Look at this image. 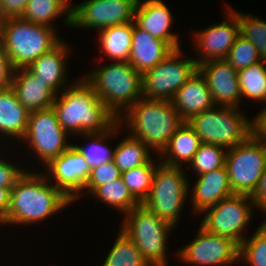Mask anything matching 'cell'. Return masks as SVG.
Segmentation results:
<instances>
[{
    "mask_svg": "<svg viewBox=\"0 0 266 266\" xmlns=\"http://www.w3.org/2000/svg\"><path fill=\"white\" fill-rule=\"evenodd\" d=\"M28 0H0L1 21L6 18H18L26 10Z\"/></svg>",
    "mask_w": 266,
    "mask_h": 266,
    "instance_id": "cell-41",
    "label": "cell"
},
{
    "mask_svg": "<svg viewBox=\"0 0 266 266\" xmlns=\"http://www.w3.org/2000/svg\"><path fill=\"white\" fill-rule=\"evenodd\" d=\"M30 112L20 103L13 89L0 90V136L20 141L27 130ZM2 134V135H1Z\"/></svg>",
    "mask_w": 266,
    "mask_h": 266,
    "instance_id": "cell-24",
    "label": "cell"
},
{
    "mask_svg": "<svg viewBox=\"0 0 266 266\" xmlns=\"http://www.w3.org/2000/svg\"><path fill=\"white\" fill-rule=\"evenodd\" d=\"M101 201L111 208L119 210V213L126 214L134 207L141 203L131 194L122 177L114 180L113 182L99 186L92 194L91 197Z\"/></svg>",
    "mask_w": 266,
    "mask_h": 266,
    "instance_id": "cell-30",
    "label": "cell"
},
{
    "mask_svg": "<svg viewBox=\"0 0 266 266\" xmlns=\"http://www.w3.org/2000/svg\"><path fill=\"white\" fill-rule=\"evenodd\" d=\"M125 136L114 147L113 162L121 173L145 165L153 158V152L141 140L128 133Z\"/></svg>",
    "mask_w": 266,
    "mask_h": 266,
    "instance_id": "cell-29",
    "label": "cell"
},
{
    "mask_svg": "<svg viewBox=\"0 0 266 266\" xmlns=\"http://www.w3.org/2000/svg\"><path fill=\"white\" fill-rule=\"evenodd\" d=\"M225 60L237 71L262 61L259 56L257 47L251 41L242 37L240 34L229 50V53Z\"/></svg>",
    "mask_w": 266,
    "mask_h": 266,
    "instance_id": "cell-37",
    "label": "cell"
},
{
    "mask_svg": "<svg viewBox=\"0 0 266 266\" xmlns=\"http://www.w3.org/2000/svg\"><path fill=\"white\" fill-rule=\"evenodd\" d=\"M26 169L18 167L3 157H0V186L4 188H13L18 178Z\"/></svg>",
    "mask_w": 266,
    "mask_h": 266,
    "instance_id": "cell-39",
    "label": "cell"
},
{
    "mask_svg": "<svg viewBox=\"0 0 266 266\" xmlns=\"http://www.w3.org/2000/svg\"><path fill=\"white\" fill-rule=\"evenodd\" d=\"M251 137L266 145V106L251 120Z\"/></svg>",
    "mask_w": 266,
    "mask_h": 266,
    "instance_id": "cell-42",
    "label": "cell"
},
{
    "mask_svg": "<svg viewBox=\"0 0 266 266\" xmlns=\"http://www.w3.org/2000/svg\"><path fill=\"white\" fill-rule=\"evenodd\" d=\"M251 198L253 199L256 209H258V211H262L263 214L266 213V167L257 189L251 195Z\"/></svg>",
    "mask_w": 266,
    "mask_h": 266,
    "instance_id": "cell-43",
    "label": "cell"
},
{
    "mask_svg": "<svg viewBox=\"0 0 266 266\" xmlns=\"http://www.w3.org/2000/svg\"><path fill=\"white\" fill-rule=\"evenodd\" d=\"M226 152L225 147L202 143L186 169L190 167L195 176H198L224 167Z\"/></svg>",
    "mask_w": 266,
    "mask_h": 266,
    "instance_id": "cell-34",
    "label": "cell"
},
{
    "mask_svg": "<svg viewBox=\"0 0 266 266\" xmlns=\"http://www.w3.org/2000/svg\"><path fill=\"white\" fill-rule=\"evenodd\" d=\"M202 144L193 128L185 121L171 137L157 158L162 164L186 167ZM183 164H185L183 166Z\"/></svg>",
    "mask_w": 266,
    "mask_h": 266,
    "instance_id": "cell-25",
    "label": "cell"
},
{
    "mask_svg": "<svg viewBox=\"0 0 266 266\" xmlns=\"http://www.w3.org/2000/svg\"><path fill=\"white\" fill-rule=\"evenodd\" d=\"M225 166L233 193L252 195L266 167V145L250 136L227 149Z\"/></svg>",
    "mask_w": 266,
    "mask_h": 266,
    "instance_id": "cell-11",
    "label": "cell"
},
{
    "mask_svg": "<svg viewBox=\"0 0 266 266\" xmlns=\"http://www.w3.org/2000/svg\"><path fill=\"white\" fill-rule=\"evenodd\" d=\"M11 88L29 112L52 107L57 96L48 84L38 79L27 67L14 70Z\"/></svg>",
    "mask_w": 266,
    "mask_h": 266,
    "instance_id": "cell-20",
    "label": "cell"
},
{
    "mask_svg": "<svg viewBox=\"0 0 266 266\" xmlns=\"http://www.w3.org/2000/svg\"><path fill=\"white\" fill-rule=\"evenodd\" d=\"M45 170L48 180L53 182L52 184L73 203L83 194L84 186L91 173L85 157L73 145L58 157L53 158L45 166Z\"/></svg>",
    "mask_w": 266,
    "mask_h": 266,
    "instance_id": "cell-15",
    "label": "cell"
},
{
    "mask_svg": "<svg viewBox=\"0 0 266 266\" xmlns=\"http://www.w3.org/2000/svg\"><path fill=\"white\" fill-rule=\"evenodd\" d=\"M262 224L266 227V218H265V221L262 222Z\"/></svg>",
    "mask_w": 266,
    "mask_h": 266,
    "instance_id": "cell-45",
    "label": "cell"
},
{
    "mask_svg": "<svg viewBox=\"0 0 266 266\" xmlns=\"http://www.w3.org/2000/svg\"><path fill=\"white\" fill-rule=\"evenodd\" d=\"M99 32V52L113 62H124L129 60L133 22L106 27Z\"/></svg>",
    "mask_w": 266,
    "mask_h": 266,
    "instance_id": "cell-26",
    "label": "cell"
},
{
    "mask_svg": "<svg viewBox=\"0 0 266 266\" xmlns=\"http://www.w3.org/2000/svg\"><path fill=\"white\" fill-rule=\"evenodd\" d=\"M118 122L126 125L124 132L126 129L130 136L159 155L185 121L171 101L140 98L118 117Z\"/></svg>",
    "mask_w": 266,
    "mask_h": 266,
    "instance_id": "cell-3",
    "label": "cell"
},
{
    "mask_svg": "<svg viewBox=\"0 0 266 266\" xmlns=\"http://www.w3.org/2000/svg\"><path fill=\"white\" fill-rule=\"evenodd\" d=\"M64 42L61 40L27 67L34 75L38 76V79L48 84L57 95L67 87L66 82L68 81L66 79L68 77L66 59L69 58L71 50Z\"/></svg>",
    "mask_w": 266,
    "mask_h": 266,
    "instance_id": "cell-23",
    "label": "cell"
},
{
    "mask_svg": "<svg viewBox=\"0 0 266 266\" xmlns=\"http://www.w3.org/2000/svg\"><path fill=\"white\" fill-rule=\"evenodd\" d=\"M36 172L25 170L16 181L10 193L7 219L2 225H37L73 203L44 172Z\"/></svg>",
    "mask_w": 266,
    "mask_h": 266,
    "instance_id": "cell-1",
    "label": "cell"
},
{
    "mask_svg": "<svg viewBox=\"0 0 266 266\" xmlns=\"http://www.w3.org/2000/svg\"><path fill=\"white\" fill-rule=\"evenodd\" d=\"M71 0H28L27 7L22 19L48 27L52 26V21L61 17H64L65 26L71 28Z\"/></svg>",
    "mask_w": 266,
    "mask_h": 266,
    "instance_id": "cell-27",
    "label": "cell"
},
{
    "mask_svg": "<svg viewBox=\"0 0 266 266\" xmlns=\"http://www.w3.org/2000/svg\"><path fill=\"white\" fill-rule=\"evenodd\" d=\"M240 246L227 237L212 234L201 225L192 241L176 252L177 259L193 266H230L239 262Z\"/></svg>",
    "mask_w": 266,
    "mask_h": 266,
    "instance_id": "cell-13",
    "label": "cell"
},
{
    "mask_svg": "<svg viewBox=\"0 0 266 266\" xmlns=\"http://www.w3.org/2000/svg\"><path fill=\"white\" fill-rule=\"evenodd\" d=\"M225 10L226 19L221 23L212 24L194 33L192 42L195 40V52L200 54L198 58L194 57L197 66L207 61L226 59L235 43L239 35L238 11L232 7H226Z\"/></svg>",
    "mask_w": 266,
    "mask_h": 266,
    "instance_id": "cell-16",
    "label": "cell"
},
{
    "mask_svg": "<svg viewBox=\"0 0 266 266\" xmlns=\"http://www.w3.org/2000/svg\"><path fill=\"white\" fill-rule=\"evenodd\" d=\"M187 123L202 143L230 149L251 136V120L240 107L214 106L192 116Z\"/></svg>",
    "mask_w": 266,
    "mask_h": 266,
    "instance_id": "cell-7",
    "label": "cell"
},
{
    "mask_svg": "<svg viewBox=\"0 0 266 266\" xmlns=\"http://www.w3.org/2000/svg\"><path fill=\"white\" fill-rule=\"evenodd\" d=\"M239 260L249 266H266V227L262 223L241 243Z\"/></svg>",
    "mask_w": 266,
    "mask_h": 266,
    "instance_id": "cell-35",
    "label": "cell"
},
{
    "mask_svg": "<svg viewBox=\"0 0 266 266\" xmlns=\"http://www.w3.org/2000/svg\"><path fill=\"white\" fill-rule=\"evenodd\" d=\"M60 93L52 108L69 136L103 133L118 121L83 77L70 82Z\"/></svg>",
    "mask_w": 266,
    "mask_h": 266,
    "instance_id": "cell-2",
    "label": "cell"
},
{
    "mask_svg": "<svg viewBox=\"0 0 266 266\" xmlns=\"http://www.w3.org/2000/svg\"><path fill=\"white\" fill-rule=\"evenodd\" d=\"M253 207L251 195L234 193L206 208L201 213L204 216L200 225L208 232L227 237L240 246L247 237L242 233L253 220Z\"/></svg>",
    "mask_w": 266,
    "mask_h": 266,
    "instance_id": "cell-10",
    "label": "cell"
},
{
    "mask_svg": "<svg viewBox=\"0 0 266 266\" xmlns=\"http://www.w3.org/2000/svg\"><path fill=\"white\" fill-rule=\"evenodd\" d=\"M184 121L215 106L207 82L197 69L171 100Z\"/></svg>",
    "mask_w": 266,
    "mask_h": 266,
    "instance_id": "cell-22",
    "label": "cell"
},
{
    "mask_svg": "<svg viewBox=\"0 0 266 266\" xmlns=\"http://www.w3.org/2000/svg\"><path fill=\"white\" fill-rule=\"evenodd\" d=\"M182 52V48L174 50L162 62L141 74L142 98L172 100L198 69L194 58L185 59Z\"/></svg>",
    "mask_w": 266,
    "mask_h": 266,
    "instance_id": "cell-9",
    "label": "cell"
},
{
    "mask_svg": "<svg viewBox=\"0 0 266 266\" xmlns=\"http://www.w3.org/2000/svg\"><path fill=\"white\" fill-rule=\"evenodd\" d=\"M117 121L108 131L98 134H80L77 137L89 140L85 145L72 144L86 159V163L90 169L98 167L109 161H113L114 148L110 149L106 146L105 141L112 139L110 137L117 136L123 126Z\"/></svg>",
    "mask_w": 266,
    "mask_h": 266,
    "instance_id": "cell-28",
    "label": "cell"
},
{
    "mask_svg": "<svg viewBox=\"0 0 266 266\" xmlns=\"http://www.w3.org/2000/svg\"><path fill=\"white\" fill-rule=\"evenodd\" d=\"M0 22H1V5H0Z\"/></svg>",
    "mask_w": 266,
    "mask_h": 266,
    "instance_id": "cell-46",
    "label": "cell"
},
{
    "mask_svg": "<svg viewBox=\"0 0 266 266\" xmlns=\"http://www.w3.org/2000/svg\"><path fill=\"white\" fill-rule=\"evenodd\" d=\"M174 49L166 42L139 28L133 21L129 60L140 74L162 62Z\"/></svg>",
    "mask_w": 266,
    "mask_h": 266,
    "instance_id": "cell-21",
    "label": "cell"
},
{
    "mask_svg": "<svg viewBox=\"0 0 266 266\" xmlns=\"http://www.w3.org/2000/svg\"><path fill=\"white\" fill-rule=\"evenodd\" d=\"M121 177L119 168L113 161L92 168L89 179L84 186L83 192L92 194L99 186L113 182Z\"/></svg>",
    "mask_w": 266,
    "mask_h": 266,
    "instance_id": "cell-38",
    "label": "cell"
},
{
    "mask_svg": "<svg viewBox=\"0 0 266 266\" xmlns=\"http://www.w3.org/2000/svg\"><path fill=\"white\" fill-rule=\"evenodd\" d=\"M174 19L164 0H138L137 2L134 23L176 50L181 46L178 34L171 31Z\"/></svg>",
    "mask_w": 266,
    "mask_h": 266,
    "instance_id": "cell-18",
    "label": "cell"
},
{
    "mask_svg": "<svg viewBox=\"0 0 266 266\" xmlns=\"http://www.w3.org/2000/svg\"><path fill=\"white\" fill-rule=\"evenodd\" d=\"M69 134L61 127L52 107L32 111L22 142L27 143L38 160L46 166L53 158L65 152L72 144L67 143Z\"/></svg>",
    "mask_w": 266,
    "mask_h": 266,
    "instance_id": "cell-12",
    "label": "cell"
},
{
    "mask_svg": "<svg viewBox=\"0 0 266 266\" xmlns=\"http://www.w3.org/2000/svg\"><path fill=\"white\" fill-rule=\"evenodd\" d=\"M138 0H85L72 5L71 28L102 30L133 22Z\"/></svg>",
    "mask_w": 266,
    "mask_h": 266,
    "instance_id": "cell-14",
    "label": "cell"
},
{
    "mask_svg": "<svg viewBox=\"0 0 266 266\" xmlns=\"http://www.w3.org/2000/svg\"><path fill=\"white\" fill-rule=\"evenodd\" d=\"M88 73L82 77L117 118L142 98L141 74L128 61H111Z\"/></svg>",
    "mask_w": 266,
    "mask_h": 266,
    "instance_id": "cell-5",
    "label": "cell"
},
{
    "mask_svg": "<svg viewBox=\"0 0 266 266\" xmlns=\"http://www.w3.org/2000/svg\"><path fill=\"white\" fill-rule=\"evenodd\" d=\"M154 157L145 165L135 167L131 170L121 173L123 182L131 192V194L142 204L148 197L153 175L158 164L154 163Z\"/></svg>",
    "mask_w": 266,
    "mask_h": 266,
    "instance_id": "cell-33",
    "label": "cell"
},
{
    "mask_svg": "<svg viewBox=\"0 0 266 266\" xmlns=\"http://www.w3.org/2000/svg\"><path fill=\"white\" fill-rule=\"evenodd\" d=\"M194 184L189 196H192L190 204L196 215L234 194L226 166L198 175Z\"/></svg>",
    "mask_w": 266,
    "mask_h": 266,
    "instance_id": "cell-19",
    "label": "cell"
},
{
    "mask_svg": "<svg viewBox=\"0 0 266 266\" xmlns=\"http://www.w3.org/2000/svg\"><path fill=\"white\" fill-rule=\"evenodd\" d=\"M12 188H4L0 186V223L6 221L10 205V193Z\"/></svg>",
    "mask_w": 266,
    "mask_h": 266,
    "instance_id": "cell-44",
    "label": "cell"
},
{
    "mask_svg": "<svg viewBox=\"0 0 266 266\" xmlns=\"http://www.w3.org/2000/svg\"><path fill=\"white\" fill-rule=\"evenodd\" d=\"M56 30L21 17L6 18L0 22V43L14 69L26 68L62 40Z\"/></svg>",
    "mask_w": 266,
    "mask_h": 266,
    "instance_id": "cell-4",
    "label": "cell"
},
{
    "mask_svg": "<svg viewBox=\"0 0 266 266\" xmlns=\"http://www.w3.org/2000/svg\"><path fill=\"white\" fill-rule=\"evenodd\" d=\"M238 80L241 89V104L245 98L266 103V61L262 60L239 70Z\"/></svg>",
    "mask_w": 266,
    "mask_h": 266,
    "instance_id": "cell-31",
    "label": "cell"
},
{
    "mask_svg": "<svg viewBox=\"0 0 266 266\" xmlns=\"http://www.w3.org/2000/svg\"><path fill=\"white\" fill-rule=\"evenodd\" d=\"M204 76L215 106L241 107V89L238 71L225 59L212 60L198 65Z\"/></svg>",
    "mask_w": 266,
    "mask_h": 266,
    "instance_id": "cell-17",
    "label": "cell"
},
{
    "mask_svg": "<svg viewBox=\"0 0 266 266\" xmlns=\"http://www.w3.org/2000/svg\"><path fill=\"white\" fill-rule=\"evenodd\" d=\"M100 266H150L134 242L121 230Z\"/></svg>",
    "mask_w": 266,
    "mask_h": 266,
    "instance_id": "cell-32",
    "label": "cell"
},
{
    "mask_svg": "<svg viewBox=\"0 0 266 266\" xmlns=\"http://www.w3.org/2000/svg\"><path fill=\"white\" fill-rule=\"evenodd\" d=\"M157 163L150 193L142 204L175 227L189 197L190 181L183 167L168 166L158 160Z\"/></svg>",
    "mask_w": 266,
    "mask_h": 266,
    "instance_id": "cell-8",
    "label": "cell"
},
{
    "mask_svg": "<svg viewBox=\"0 0 266 266\" xmlns=\"http://www.w3.org/2000/svg\"><path fill=\"white\" fill-rule=\"evenodd\" d=\"M239 34L251 41L259 56L266 61V20L238 11Z\"/></svg>",
    "mask_w": 266,
    "mask_h": 266,
    "instance_id": "cell-36",
    "label": "cell"
},
{
    "mask_svg": "<svg viewBox=\"0 0 266 266\" xmlns=\"http://www.w3.org/2000/svg\"><path fill=\"white\" fill-rule=\"evenodd\" d=\"M14 70L10 58L0 43V90L11 87Z\"/></svg>",
    "mask_w": 266,
    "mask_h": 266,
    "instance_id": "cell-40",
    "label": "cell"
},
{
    "mask_svg": "<svg viewBox=\"0 0 266 266\" xmlns=\"http://www.w3.org/2000/svg\"><path fill=\"white\" fill-rule=\"evenodd\" d=\"M119 229L137 246L150 266H167V240L174 226L159 218L143 204L124 215ZM171 231V233H170Z\"/></svg>",
    "mask_w": 266,
    "mask_h": 266,
    "instance_id": "cell-6",
    "label": "cell"
}]
</instances>
